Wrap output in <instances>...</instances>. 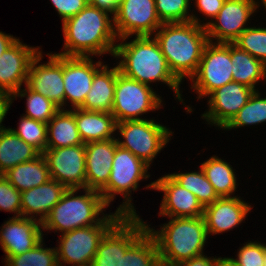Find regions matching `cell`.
Wrapping results in <instances>:
<instances>
[{
  "label": "cell",
  "instance_id": "cell-1",
  "mask_svg": "<svg viewBox=\"0 0 266 266\" xmlns=\"http://www.w3.org/2000/svg\"><path fill=\"white\" fill-rule=\"evenodd\" d=\"M132 231L133 224L116 211L98 225L63 233L58 264L120 266L133 254Z\"/></svg>",
  "mask_w": 266,
  "mask_h": 266
},
{
  "label": "cell",
  "instance_id": "cell-2",
  "mask_svg": "<svg viewBox=\"0 0 266 266\" xmlns=\"http://www.w3.org/2000/svg\"><path fill=\"white\" fill-rule=\"evenodd\" d=\"M138 219L133 224V255L141 266H177L203 254L208 232L203 216L171 218L161 230Z\"/></svg>",
  "mask_w": 266,
  "mask_h": 266
},
{
  "label": "cell",
  "instance_id": "cell-3",
  "mask_svg": "<svg viewBox=\"0 0 266 266\" xmlns=\"http://www.w3.org/2000/svg\"><path fill=\"white\" fill-rule=\"evenodd\" d=\"M112 21L107 11L87 4L78 14L63 21L65 51L58 55L90 57L110 52L114 56L117 35Z\"/></svg>",
  "mask_w": 266,
  "mask_h": 266
},
{
  "label": "cell",
  "instance_id": "cell-4",
  "mask_svg": "<svg viewBox=\"0 0 266 266\" xmlns=\"http://www.w3.org/2000/svg\"><path fill=\"white\" fill-rule=\"evenodd\" d=\"M193 21L163 23L154 38L158 41L168 67L182 82L196 73L205 45L209 42L204 26Z\"/></svg>",
  "mask_w": 266,
  "mask_h": 266
},
{
  "label": "cell",
  "instance_id": "cell-5",
  "mask_svg": "<svg viewBox=\"0 0 266 266\" xmlns=\"http://www.w3.org/2000/svg\"><path fill=\"white\" fill-rule=\"evenodd\" d=\"M150 36H136L131 42L116 45L114 57H122L118 64L120 73L150 85L154 81L164 82L181 99V82L170 71L158 41Z\"/></svg>",
  "mask_w": 266,
  "mask_h": 266
},
{
  "label": "cell",
  "instance_id": "cell-6",
  "mask_svg": "<svg viewBox=\"0 0 266 266\" xmlns=\"http://www.w3.org/2000/svg\"><path fill=\"white\" fill-rule=\"evenodd\" d=\"M78 189H67L42 222V229L62 233L100 224L108 215L97 218L107 207L99 191L85 188V195L74 196ZM97 218V219H96ZM64 231V232H63Z\"/></svg>",
  "mask_w": 266,
  "mask_h": 266
},
{
  "label": "cell",
  "instance_id": "cell-7",
  "mask_svg": "<svg viewBox=\"0 0 266 266\" xmlns=\"http://www.w3.org/2000/svg\"><path fill=\"white\" fill-rule=\"evenodd\" d=\"M148 168L149 165L144 161L118 145L115 150L109 180L99 191L108 206L113 201L115 194H122L126 201L116 211L121 213L132 224L139 217L135 212L134 206L130 203L131 197L129 198L128 195L131 190L134 191L138 188V182L141 179H146L150 176L147 174Z\"/></svg>",
  "mask_w": 266,
  "mask_h": 266
},
{
  "label": "cell",
  "instance_id": "cell-8",
  "mask_svg": "<svg viewBox=\"0 0 266 266\" xmlns=\"http://www.w3.org/2000/svg\"><path fill=\"white\" fill-rule=\"evenodd\" d=\"M116 129L125 139H117L118 145L129 150L149 166L153 158L169 142L172 134L165 126L146 119L116 122Z\"/></svg>",
  "mask_w": 266,
  "mask_h": 266
},
{
  "label": "cell",
  "instance_id": "cell-9",
  "mask_svg": "<svg viewBox=\"0 0 266 266\" xmlns=\"http://www.w3.org/2000/svg\"><path fill=\"white\" fill-rule=\"evenodd\" d=\"M160 98L149 85L120 73L117 65L114 103L111 112L116 122L141 120L139 115L159 109L162 102Z\"/></svg>",
  "mask_w": 266,
  "mask_h": 266
},
{
  "label": "cell",
  "instance_id": "cell-10",
  "mask_svg": "<svg viewBox=\"0 0 266 266\" xmlns=\"http://www.w3.org/2000/svg\"><path fill=\"white\" fill-rule=\"evenodd\" d=\"M232 66L231 43L209 41L204 47L199 67L191 78L194 83L192 88L199 94L198 99L234 81Z\"/></svg>",
  "mask_w": 266,
  "mask_h": 266
},
{
  "label": "cell",
  "instance_id": "cell-11",
  "mask_svg": "<svg viewBox=\"0 0 266 266\" xmlns=\"http://www.w3.org/2000/svg\"><path fill=\"white\" fill-rule=\"evenodd\" d=\"M113 19L117 38L123 41L133 34L151 36L163 24L157 16L155 0H119Z\"/></svg>",
  "mask_w": 266,
  "mask_h": 266
},
{
  "label": "cell",
  "instance_id": "cell-12",
  "mask_svg": "<svg viewBox=\"0 0 266 266\" xmlns=\"http://www.w3.org/2000/svg\"><path fill=\"white\" fill-rule=\"evenodd\" d=\"M42 154L48 164L51 179L67 189L86 188L85 144L46 148Z\"/></svg>",
  "mask_w": 266,
  "mask_h": 266
},
{
  "label": "cell",
  "instance_id": "cell-13",
  "mask_svg": "<svg viewBox=\"0 0 266 266\" xmlns=\"http://www.w3.org/2000/svg\"><path fill=\"white\" fill-rule=\"evenodd\" d=\"M255 0H226L223 7L214 18L216 22L206 23L208 40L217 39V43H233L247 28V20L258 8Z\"/></svg>",
  "mask_w": 266,
  "mask_h": 266
},
{
  "label": "cell",
  "instance_id": "cell-14",
  "mask_svg": "<svg viewBox=\"0 0 266 266\" xmlns=\"http://www.w3.org/2000/svg\"><path fill=\"white\" fill-rule=\"evenodd\" d=\"M42 53L33 58L28 70L26 85L33 91L42 94L60 109L64 106L63 55L50 54L49 62L40 64Z\"/></svg>",
  "mask_w": 266,
  "mask_h": 266
},
{
  "label": "cell",
  "instance_id": "cell-15",
  "mask_svg": "<svg viewBox=\"0 0 266 266\" xmlns=\"http://www.w3.org/2000/svg\"><path fill=\"white\" fill-rule=\"evenodd\" d=\"M102 67V62L93 64V60L81 56H63L64 104L67 99L73 108H80L91 90L93 77Z\"/></svg>",
  "mask_w": 266,
  "mask_h": 266
},
{
  "label": "cell",
  "instance_id": "cell-16",
  "mask_svg": "<svg viewBox=\"0 0 266 266\" xmlns=\"http://www.w3.org/2000/svg\"><path fill=\"white\" fill-rule=\"evenodd\" d=\"M146 188L164 192L160 215H166L169 218H196L203 216L204 207L197 197L177 183L169 174L152 182Z\"/></svg>",
  "mask_w": 266,
  "mask_h": 266
},
{
  "label": "cell",
  "instance_id": "cell-17",
  "mask_svg": "<svg viewBox=\"0 0 266 266\" xmlns=\"http://www.w3.org/2000/svg\"><path fill=\"white\" fill-rule=\"evenodd\" d=\"M254 90L236 81L229 82L210 94L209 111L204 117L220 128H224L247 103Z\"/></svg>",
  "mask_w": 266,
  "mask_h": 266
},
{
  "label": "cell",
  "instance_id": "cell-18",
  "mask_svg": "<svg viewBox=\"0 0 266 266\" xmlns=\"http://www.w3.org/2000/svg\"><path fill=\"white\" fill-rule=\"evenodd\" d=\"M38 48L28 47L18 39L0 56V90L13 96L27 82L28 70Z\"/></svg>",
  "mask_w": 266,
  "mask_h": 266
},
{
  "label": "cell",
  "instance_id": "cell-19",
  "mask_svg": "<svg viewBox=\"0 0 266 266\" xmlns=\"http://www.w3.org/2000/svg\"><path fill=\"white\" fill-rule=\"evenodd\" d=\"M36 221V218L20 216L4 223L0 230V245L6 253L5 260L10 256L23 254L43 240L40 227L42 222Z\"/></svg>",
  "mask_w": 266,
  "mask_h": 266
},
{
  "label": "cell",
  "instance_id": "cell-20",
  "mask_svg": "<svg viewBox=\"0 0 266 266\" xmlns=\"http://www.w3.org/2000/svg\"><path fill=\"white\" fill-rule=\"evenodd\" d=\"M117 146L116 138L85 144L87 189L100 191L107 184Z\"/></svg>",
  "mask_w": 266,
  "mask_h": 266
},
{
  "label": "cell",
  "instance_id": "cell-21",
  "mask_svg": "<svg viewBox=\"0 0 266 266\" xmlns=\"http://www.w3.org/2000/svg\"><path fill=\"white\" fill-rule=\"evenodd\" d=\"M250 210L251 206L239 197H219L204 207L203 217L208 234L229 231L239 225Z\"/></svg>",
  "mask_w": 266,
  "mask_h": 266
},
{
  "label": "cell",
  "instance_id": "cell-22",
  "mask_svg": "<svg viewBox=\"0 0 266 266\" xmlns=\"http://www.w3.org/2000/svg\"><path fill=\"white\" fill-rule=\"evenodd\" d=\"M67 188L56 180L50 179L48 182L29 190L21 192L22 216L34 218L32 214H41L40 222L48 216L53 206L57 204ZM30 214V217L28 215ZM26 215V216H25Z\"/></svg>",
  "mask_w": 266,
  "mask_h": 266
},
{
  "label": "cell",
  "instance_id": "cell-23",
  "mask_svg": "<svg viewBox=\"0 0 266 266\" xmlns=\"http://www.w3.org/2000/svg\"><path fill=\"white\" fill-rule=\"evenodd\" d=\"M117 77V66L108 69L103 65L95 73L91 90L80 109L86 111L112 112Z\"/></svg>",
  "mask_w": 266,
  "mask_h": 266
},
{
  "label": "cell",
  "instance_id": "cell-24",
  "mask_svg": "<svg viewBox=\"0 0 266 266\" xmlns=\"http://www.w3.org/2000/svg\"><path fill=\"white\" fill-rule=\"evenodd\" d=\"M71 111L75 115L77 129L84 144L114 138L112 134L117 130L116 120L111 113L80 108Z\"/></svg>",
  "mask_w": 266,
  "mask_h": 266
},
{
  "label": "cell",
  "instance_id": "cell-25",
  "mask_svg": "<svg viewBox=\"0 0 266 266\" xmlns=\"http://www.w3.org/2000/svg\"><path fill=\"white\" fill-rule=\"evenodd\" d=\"M41 153L19 138L10 128L0 131V175L23 162H28Z\"/></svg>",
  "mask_w": 266,
  "mask_h": 266
},
{
  "label": "cell",
  "instance_id": "cell-26",
  "mask_svg": "<svg viewBox=\"0 0 266 266\" xmlns=\"http://www.w3.org/2000/svg\"><path fill=\"white\" fill-rule=\"evenodd\" d=\"M3 176L20 192L44 184L51 179L43 154L31 161L14 166Z\"/></svg>",
  "mask_w": 266,
  "mask_h": 266
},
{
  "label": "cell",
  "instance_id": "cell-27",
  "mask_svg": "<svg viewBox=\"0 0 266 266\" xmlns=\"http://www.w3.org/2000/svg\"><path fill=\"white\" fill-rule=\"evenodd\" d=\"M47 133L46 148H62L84 144L77 129L75 115L71 110L60 109L47 123ZM50 135L51 137H49Z\"/></svg>",
  "mask_w": 266,
  "mask_h": 266
},
{
  "label": "cell",
  "instance_id": "cell-28",
  "mask_svg": "<svg viewBox=\"0 0 266 266\" xmlns=\"http://www.w3.org/2000/svg\"><path fill=\"white\" fill-rule=\"evenodd\" d=\"M231 63L233 80L254 91H256L255 84L266 78V65L233 43H231Z\"/></svg>",
  "mask_w": 266,
  "mask_h": 266
},
{
  "label": "cell",
  "instance_id": "cell-29",
  "mask_svg": "<svg viewBox=\"0 0 266 266\" xmlns=\"http://www.w3.org/2000/svg\"><path fill=\"white\" fill-rule=\"evenodd\" d=\"M201 168L219 197H230L236 190V177L227 162L213 156L202 163Z\"/></svg>",
  "mask_w": 266,
  "mask_h": 266
},
{
  "label": "cell",
  "instance_id": "cell-30",
  "mask_svg": "<svg viewBox=\"0 0 266 266\" xmlns=\"http://www.w3.org/2000/svg\"><path fill=\"white\" fill-rule=\"evenodd\" d=\"M177 183L193 193L203 207L212 204L219 198L204 171L169 174Z\"/></svg>",
  "mask_w": 266,
  "mask_h": 266
},
{
  "label": "cell",
  "instance_id": "cell-31",
  "mask_svg": "<svg viewBox=\"0 0 266 266\" xmlns=\"http://www.w3.org/2000/svg\"><path fill=\"white\" fill-rule=\"evenodd\" d=\"M26 88L24 90L19 89L12 96L13 99H15L17 96L25 97L27 95V113L25 117L32 118L47 124L60 110V108L42 94H39L30 89L27 85Z\"/></svg>",
  "mask_w": 266,
  "mask_h": 266
},
{
  "label": "cell",
  "instance_id": "cell-32",
  "mask_svg": "<svg viewBox=\"0 0 266 266\" xmlns=\"http://www.w3.org/2000/svg\"><path fill=\"white\" fill-rule=\"evenodd\" d=\"M262 122H266V98H260L258 92L254 91L247 103L223 129H234Z\"/></svg>",
  "mask_w": 266,
  "mask_h": 266
},
{
  "label": "cell",
  "instance_id": "cell-33",
  "mask_svg": "<svg viewBox=\"0 0 266 266\" xmlns=\"http://www.w3.org/2000/svg\"><path fill=\"white\" fill-rule=\"evenodd\" d=\"M43 240L21 255L10 256L6 266H59L56 249L43 248Z\"/></svg>",
  "mask_w": 266,
  "mask_h": 266
},
{
  "label": "cell",
  "instance_id": "cell-34",
  "mask_svg": "<svg viewBox=\"0 0 266 266\" xmlns=\"http://www.w3.org/2000/svg\"><path fill=\"white\" fill-rule=\"evenodd\" d=\"M189 0H155V9L162 23L189 22L201 25L194 15L188 16Z\"/></svg>",
  "mask_w": 266,
  "mask_h": 266
},
{
  "label": "cell",
  "instance_id": "cell-35",
  "mask_svg": "<svg viewBox=\"0 0 266 266\" xmlns=\"http://www.w3.org/2000/svg\"><path fill=\"white\" fill-rule=\"evenodd\" d=\"M19 138L32 145L41 154L47 146V124L32 118L23 116L20 119L19 128H10Z\"/></svg>",
  "mask_w": 266,
  "mask_h": 266
},
{
  "label": "cell",
  "instance_id": "cell-36",
  "mask_svg": "<svg viewBox=\"0 0 266 266\" xmlns=\"http://www.w3.org/2000/svg\"><path fill=\"white\" fill-rule=\"evenodd\" d=\"M233 44L266 65V28L247 27Z\"/></svg>",
  "mask_w": 266,
  "mask_h": 266
},
{
  "label": "cell",
  "instance_id": "cell-37",
  "mask_svg": "<svg viewBox=\"0 0 266 266\" xmlns=\"http://www.w3.org/2000/svg\"><path fill=\"white\" fill-rule=\"evenodd\" d=\"M0 210L14 212L17 214L15 217L22 216L21 192L3 175H0Z\"/></svg>",
  "mask_w": 266,
  "mask_h": 266
},
{
  "label": "cell",
  "instance_id": "cell-38",
  "mask_svg": "<svg viewBox=\"0 0 266 266\" xmlns=\"http://www.w3.org/2000/svg\"><path fill=\"white\" fill-rule=\"evenodd\" d=\"M266 245L248 242L240 248L237 259L231 258L238 266H264Z\"/></svg>",
  "mask_w": 266,
  "mask_h": 266
},
{
  "label": "cell",
  "instance_id": "cell-39",
  "mask_svg": "<svg viewBox=\"0 0 266 266\" xmlns=\"http://www.w3.org/2000/svg\"><path fill=\"white\" fill-rule=\"evenodd\" d=\"M51 2L62 17V22L78 14L88 4V0H51Z\"/></svg>",
  "mask_w": 266,
  "mask_h": 266
},
{
  "label": "cell",
  "instance_id": "cell-40",
  "mask_svg": "<svg viewBox=\"0 0 266 266\" xmlns=\"http://www.w3.org/2000/svg\"><path fill=\"white\" fill-rule=\"evenodd\" d=\"M200 12L207 17L215 18L226 0H195Z\"/></svg>",
  "mask_w": 266,
  "mask_h": 266
},
{
  "label": "cell",
  "instance_id": "cell-41",
  "mask_svg": "<svg viewBox=\"0 0 266 266\" xmlns=\"http://www.w3.org/2000/svg\"><path fill=\"white\" fill-rule=\"evenodd\" d=\"M177 266H220V258H209L201 254L191 259L182 261Z\"/></svg>",
  "mask_w": 266,
  "mask_h": 266
},
{
  "label": "cell",
  "instance_id": "cell-42",
  "mask_svg": "<svg viewBox=\"0 0 266 266\" xmlns=\"http://www.w3.org/2000/svg\"><path fill=\"white\" fill-rule=\"evenodd\" d=\"M119 0H88V4L95 6L101 10L107 11L113 16L117 12Z\"/></svg>",
  "mask_w": 266,
  "mask_h": 266
},
{
  "label": "cell",
  "instance_id": "cell-43",
  "mask_svg": "<svg viewBox=\"0 0 266 266\" xmlns=\"http://www.w3.org/2000/svg\"><path fill=\"white\" fill-rule=\"evenodd\" d=\"M11 97L12 96L9 93L0 90V131L5 129L4 126L1 125V123L4 120L7 111L9 110V107L12 103L13 99Z\"/></svg>",
  "mask_w": 266,
  "mask_h": 266
},
{
  "label": "cell",
  "instance_id": "cell-44",
  "mask_svg": "<svg viewBox=\"0 0 266 266\" xmlns=\"http://www.w3.org/2000/svg\"><path fill=\"white\" fill-rule=\"evenodd\" d=\"M18 39L0 32V56L11 46L13 45Z\"/></svg>",
  "mask_w": 266,
  "mask_h": 266
},
{
  "label": "cell",
  "instance_id": "cell-45",
  "mask_svg": "<svg viewBox=\"0 0 266 266\" xmlns=\"http://www.w3.org/2000/svg\"><path fill=\"white\" fill-rule=\"evenodd\" d=\"M120 266H141L140 261L132 254L125 262Z\"/></svg>",
  "mask_w": 266,
  "mask_h": 266
},
{
  "label": "cell",
  "instance_id": "cell-46",
  "mask_svg": "<svg viewBox=\"0 0 266 266\" xmlns=\"http://www.w3.org/2000/svg\"><path fill=\"white\" fill-rule=\"evenodd\" d=\"M220 266H238L231 258H220Z\"/></svg>",
  "mask_w": 266,
  "mask_h": 266
},
{
  "label": "cell",
  "instance_id": "cell-47",
  "mask_svg": "<svg viewBox=\"0 0 266 266\" xmlns=\"http://www.w3.org/2000/svg\"><path fill=\"white\" fill-rule=\"evenodd\" d=\"M262 3L264 4L265 8H266V0H261Z\"/></svg>",
  "mask_w": 266,
  "mask_h": 266
},
{
  "label": "cell",
  "instance_id": "cell-48",
  "mask_svg": "<svg viewBox=\"0 0 266 266\" xmlns=\"http://www.w3.org/2000/svg\"><path fill=\"white\" fill-rule=\"evenodd\" d=\"M264 266H266V250H265V261H264Z\"/></svg>",
  "mask_w": 266,
  "mask_h": 266
}]
</instances>
